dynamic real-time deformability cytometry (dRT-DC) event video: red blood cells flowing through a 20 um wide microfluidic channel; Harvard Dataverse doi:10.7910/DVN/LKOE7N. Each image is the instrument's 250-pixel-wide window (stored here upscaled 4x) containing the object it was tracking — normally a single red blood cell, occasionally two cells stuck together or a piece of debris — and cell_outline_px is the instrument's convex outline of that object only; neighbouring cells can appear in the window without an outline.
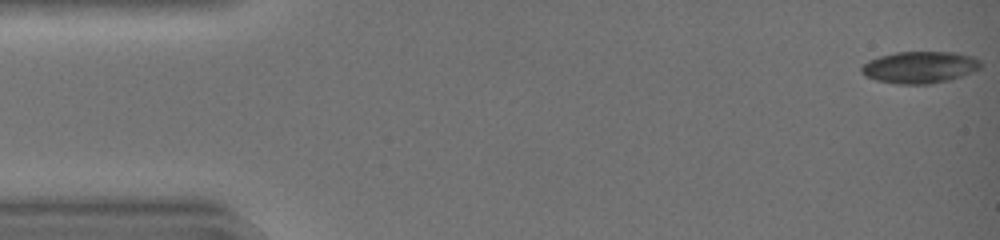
{"species": "common noctule bat (a hibernating species)", "species_latin": "Nyctalus noctula", "temperature_condition": "warm", "stored_images_in_passage": 44, "camera_frame_rate_fps": 3000, "um_per_image_px": 0.085, "animal": {"sex": "female", "body_mass_g": 19.0, "forearm_length_mm": 51.5}, "frame": {"image": 1, "passage_image": 1, "time_ms": 0.0, "image_size_px": [1000, 240], "cell_outline_px": [[980, 68], [960, 76], [948, 80], [928, 84], [896, 84], [876, 80], [864, 76], [860, 72], [860, 68], [868, 60], [880, 56], [896, 52], [952, 52], [972, 56], [980, 60]], "centroid_in_image_um": [78.12, 5.72], "position_along_channel_um": 6.9, "area_um2": 22.02}}
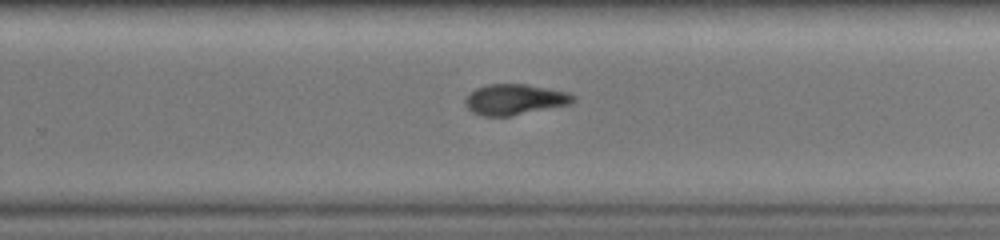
{"frame": {"image": 2, "passage_image": 29, "time_ms": 9.333, "image_size_px": [1000, 240], "cell_outline_px": [[576, 100], [572, 104], [512, 116], [484, 116], [472, 112], [464, 104], [464, 100], [476, 88], [488, 84], [528, 84], [572, 92], [576, 96]], "centroid_in_image_um": [43.83, 8.45], "position_along_channel_um": 286.0, "area_um2": 19.65}}
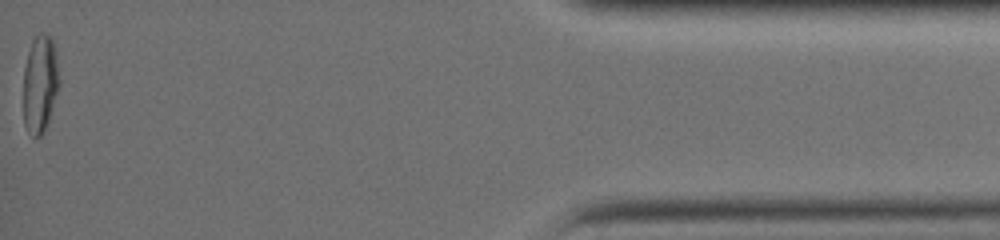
{"frame": {"image": 3, "passage_image": 44, "time_ms": 14.333, "image_size_px": [1000, 240], "cell_outline_px": [[60, 84], [48, 124], [44, 132], [40, 136], [32, 136], [28, 132], [24, 124], [24, 68], [28, 52], [32, 40], [40, 32], [44, 32], [52, 36], [56, 48], [60, 80]], "centroid_in_image_um": [3.44, 7.1], "position_along_channel_um": 431.8, "area_um2": 20.92}, "authors_computed_cell_mechanics": {"area_um2": 21.0392, "velocity_mm_per_s": 4.4189, "shape_relaxation_time_tau1_ms": 7.3767, "shape_relaxation_time_tau2_ms": 2.8969, "deformation_change_tau1": 0.2187, "deformation_change_tau2": 0.0782}}